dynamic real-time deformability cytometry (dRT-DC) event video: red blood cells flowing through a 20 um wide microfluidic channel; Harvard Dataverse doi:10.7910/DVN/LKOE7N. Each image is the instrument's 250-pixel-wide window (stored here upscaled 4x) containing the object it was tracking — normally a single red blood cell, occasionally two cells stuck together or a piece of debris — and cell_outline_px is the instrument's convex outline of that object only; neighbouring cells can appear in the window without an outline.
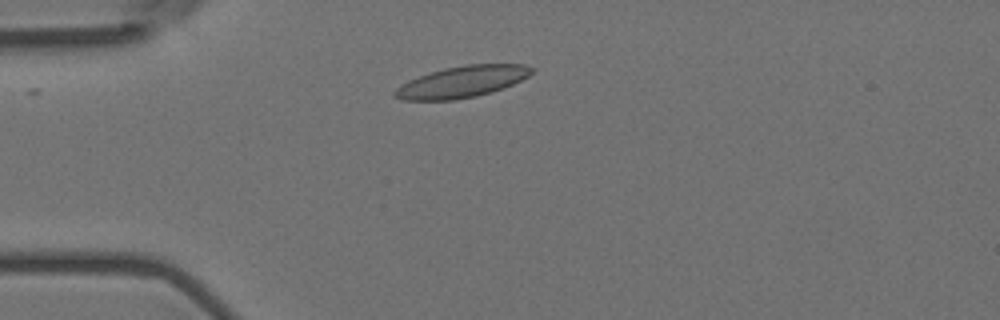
{"species": "Egyptian fruit bat (a non-hibernating species)", "species_latin": "Rousettus aegyptiacus", "temperature_condition": "room temperature", "stored_images_in_passage": 5, "camera_frame_rate_fps": 3000, "um_per_image_px": 0.085, "animal": {"sex": "female"}, "frame": {"image": 1, "passage_image": 3, "time_ms": 0.667, "image_size_px": [1000, 320], "cell_outline_px": [[532, 72], [528, 76], [504, 88], [492, 92], [476, 96], [456, 100], [404, 100], [396, 96], [392, 92], [400, 84], [408, 80], [444, 68], [468, 64], [524, 64], [532, 68]], "centroid_in_image_um": [39.26, 6.96], "position_along_channel_um": 45.7, "area_um2": 24.91}}
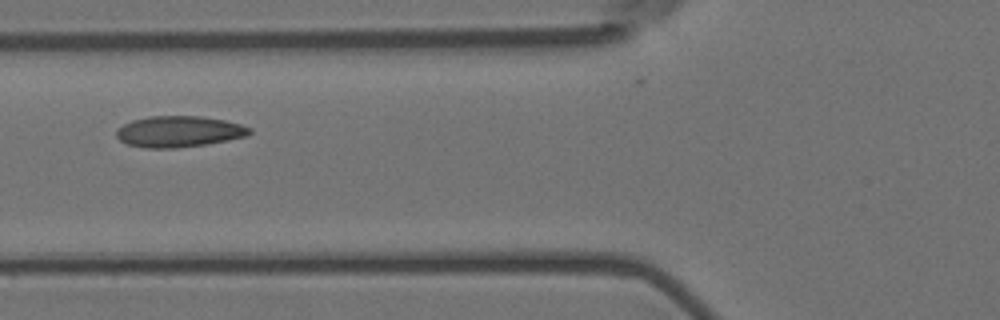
{"frame": {"image": 2, "passage_image": 5, "time_ms": 1.333, "image_size_px": [1000, 320], "cell_outline_px": [[252, 132], [248, 136], [208, 144], [176, 148], [144, 148], [128, 144], [120, 140], [116, 136], [116, 132], [124, 124], [132, 120], [148, 116], [200, 116], [224, 120], [240, 124], [252, 128]], "centroid_in_image_um": [15.24, 11.18], "position_along_channel_um": 110.6, "area_um2": 24.22}}